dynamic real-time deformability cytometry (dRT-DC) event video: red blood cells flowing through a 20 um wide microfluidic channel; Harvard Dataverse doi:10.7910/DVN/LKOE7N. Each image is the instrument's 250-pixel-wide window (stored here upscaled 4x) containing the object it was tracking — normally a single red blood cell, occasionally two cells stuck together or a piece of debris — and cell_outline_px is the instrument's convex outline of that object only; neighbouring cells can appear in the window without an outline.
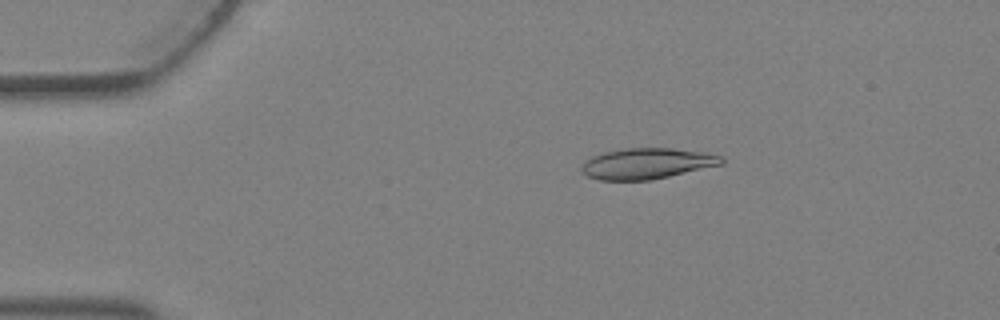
{"species": "Egyptian fruit bat (a non-hibernating species)", "species_latin": "Rousettus aegyptiacus", "temperature_condition": "warm", "stored_images_in_passage": 3, "camera_frame_rate_fps": 3000, "um_per_image_px": 0.085, "animal": {"sex": "female"}, "frame": {"image": 1, "passage_image": 2, "time_ms": 0.333, "image_size_px": [1000, 320], "cell_outline_px": [[724, 164], [652, 180], [600, 180], [588, 176], [580, 172], [580, 168], [584, 160], [592, 156], [604, 152], [628, 148], [672, 148], [704, 152], [724, 156]], "centroid_in_image_um": [54.99, 13.9], "position_along_channel_um": 30.0, "area_um2": 25.37}}